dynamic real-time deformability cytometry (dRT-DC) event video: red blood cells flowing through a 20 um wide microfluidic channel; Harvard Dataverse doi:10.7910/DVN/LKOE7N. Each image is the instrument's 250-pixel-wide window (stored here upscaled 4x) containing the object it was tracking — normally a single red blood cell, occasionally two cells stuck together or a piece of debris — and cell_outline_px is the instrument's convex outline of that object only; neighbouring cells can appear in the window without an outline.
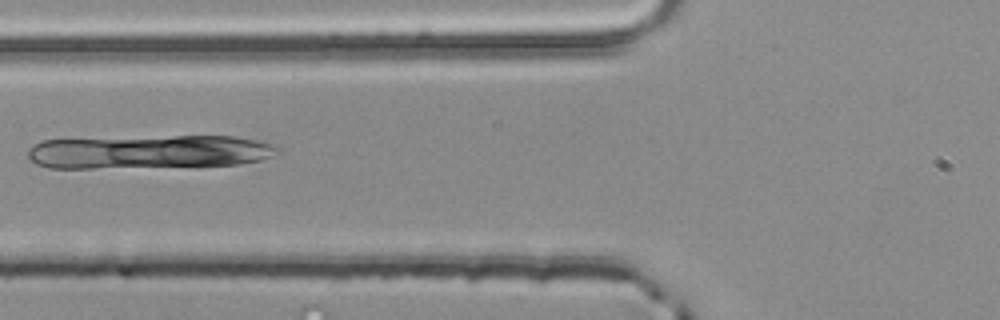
{"species": "common noctule bat (a hibernating species)", "species_latin": "Nyctalus noctula", "temperature_condition": "room temperature", "stored_images_in_passage": 4, "camera_frame_rate_fps": 3000, "um_per_image_px": 0.085, "animal": {"sex": "male", "body_mass_g": 20.4}, "frame": {"image": 1, "passage_image": 4, "time_ms": 1.0, "image_size_px": [1000, 320], "cell_outline_px": [[280, 152], [260, 160], [236, 164], [92, 168], [48, 168], [36, 164], [28, 156], [28, 152], [40, 140], [176, 136], [236, 136], [256, 140], [272, 144], [280, 148]], "centroid_in_image_um": [12.68, 12.9], "position_along_channel_um": 113.1, "area_um2": 48.38}}